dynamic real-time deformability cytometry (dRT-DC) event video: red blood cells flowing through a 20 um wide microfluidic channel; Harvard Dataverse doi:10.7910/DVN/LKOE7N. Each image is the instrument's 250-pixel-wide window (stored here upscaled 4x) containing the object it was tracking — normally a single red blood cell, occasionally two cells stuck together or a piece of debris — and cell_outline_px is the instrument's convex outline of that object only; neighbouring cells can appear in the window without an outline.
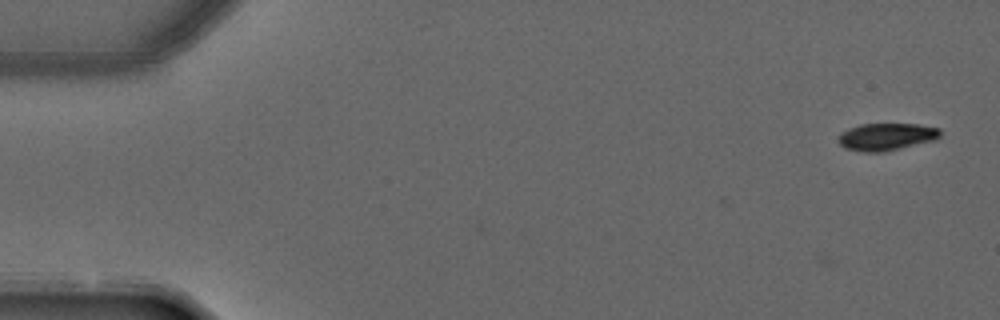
{"species": "common noctule bat (a hibernating species)", "species_latin": "Nyctalus noctula", "temperature_condition": "warm", "stored_images_in_passage": 6, "camera_frame_rate_fps": 3000, "um_per_image_px": 0.085, "animal": {"sex": "male", "forearm_length_mm": 52.5}, "frame": {"image": 1, "passage_image": 3, "time_ms": 0.667, "image_size_px": [1000, 320], "cell_outline_px": [[940, 136], [936, 140], [884, 152], [864, 152], [844, 148], [836, 140], [836, 136], [840, 132], [848, 128], [860, 124], [920, 124], [940, 128]], "centroid_in_image_um": [75.31, 11.62], "position_along_channel_um": 9.7, "area_um2": 16.53}}
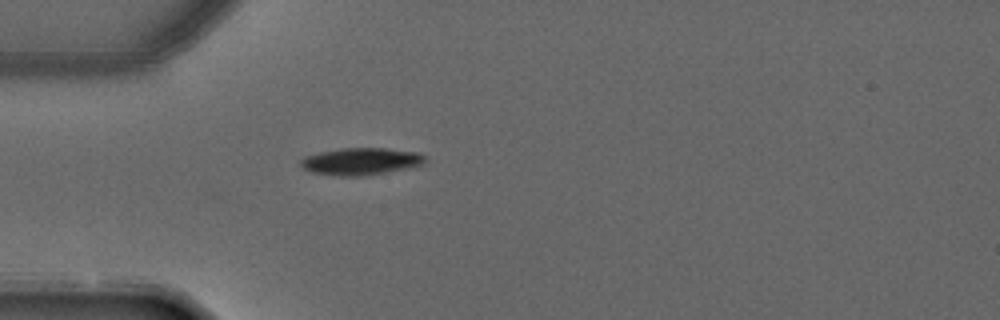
{"frame": {"image": 2, "passage_image": 6, "time_ms": 1.667, "image_size_px": [1000, 320], "cell_outline_px": [[428, 160], [424, 164], [408, 168], [364, 176], [336, 176], [312, 172], [304, 168], [300, 164], [300, 160], [304, 156], [320, 152], [340, 148], [384, 148], [420, 152]], "centroid_in_image_um": [30.7, 13.71], "position_along_channel_um": 54.3, "area_um2": 19.83}}